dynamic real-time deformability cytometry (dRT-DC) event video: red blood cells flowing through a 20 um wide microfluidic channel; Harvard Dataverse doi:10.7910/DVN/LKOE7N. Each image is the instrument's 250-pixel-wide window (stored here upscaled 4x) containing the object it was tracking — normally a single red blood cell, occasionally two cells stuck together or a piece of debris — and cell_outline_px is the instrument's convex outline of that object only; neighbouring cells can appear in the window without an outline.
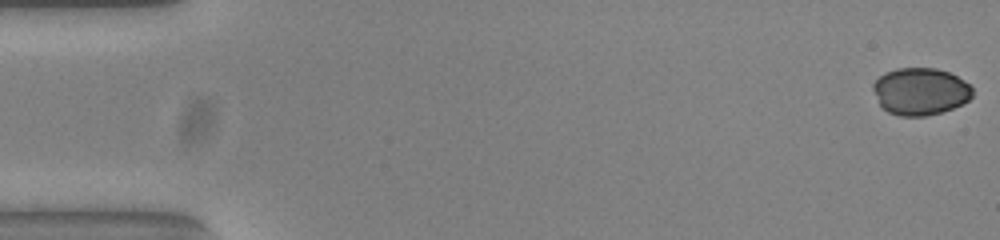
{"species": "common noctule bat (a hibernating species)", "species_latin": "Nyctalus noctula", "temperature_condition": "warm", "stored_images_in_passage": 54, "camera_frame_rate_fps": 3000, "um_per_image_px": 0.085, "animal": {"sex": "female", "body_mass_g": 23.0, "forearm_length_mm": 53.4}, "frame": {"image": 1, "passage_image": 1, "time_ms": 0.0, "image_size_px": [1000, 240], "cell_outline_px": [[972, 96], [964, 104], [940, 112], [924, 116], [900, 116], [888, 112], [880, 104], [872, 88], [872, 84], [884, 72], [896, 68], [936, 68], [948, 72], [956, 76], [968, 84], [972, 88]], "centroid_in_image_um": [78.21, 7.76], "position_along_channel_um": 6.8, "area_um2": 27.22}}
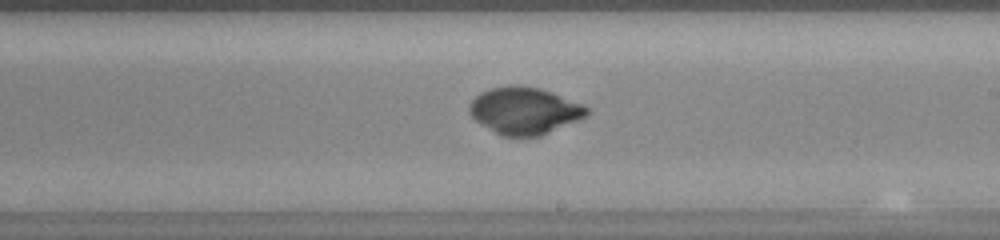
{"frame": {"image": 2, "passage_image": 31, "time_ms": 10.0, "image_size_px": [1000, 240], "cell_outline_px": [[588, 116], [540, 136], [500, 136], [476, 120], [468, 112], [468, 104], [480, 92], [492, 88], [516, 84], [540, 88], [584, 104], [588, 108]], "centroid_in_image_um": [44.58, 9.4], "position_along_channel_um": 244.4, "area_um2": 32.19}}
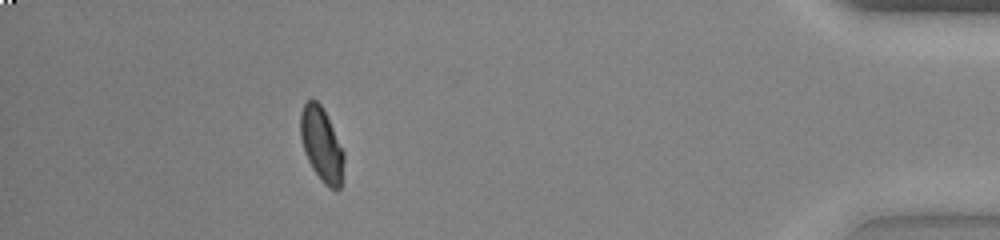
{"frame": {"image": 3, "passage_image": 49, "time_ms": 16.0, "image_size_px": [1000, 240], "cell_outline_px": [[344, 160], [340, 188], [328, 188], [324, 184], [312, 168], [304, 152], [300, 136], [300, 112], [304, 104], [308, 100], [316, 100], [320, 104], [344, 152]], "centroid_in_image_um": [27.31, 12.3], "position_along_channel_um": 407.9, "area_um2": 18.38}}